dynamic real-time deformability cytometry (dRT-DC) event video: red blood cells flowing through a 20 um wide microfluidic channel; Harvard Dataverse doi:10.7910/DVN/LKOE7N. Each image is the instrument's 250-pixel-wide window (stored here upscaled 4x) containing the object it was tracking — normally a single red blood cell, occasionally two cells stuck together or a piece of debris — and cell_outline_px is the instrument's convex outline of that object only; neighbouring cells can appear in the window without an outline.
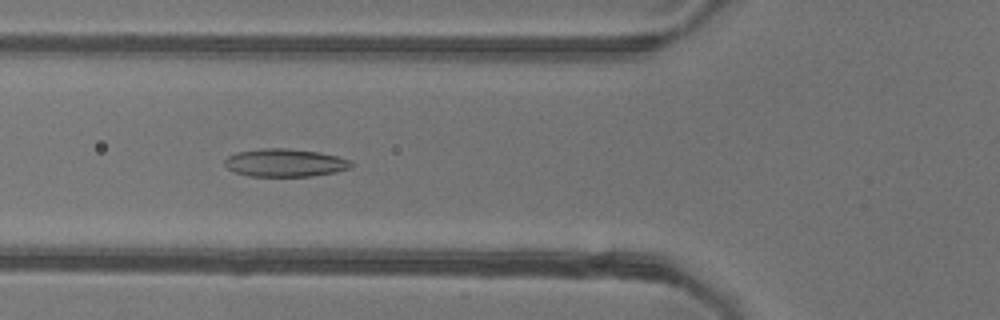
{"species": "common noctule bat (a hibernating species)", "species_latin": "Nyctalus noctula", "temperature_condition": "warm", "stored_images_in_passage": 37, "camera_frame_rate_fps": 3000, "um_per_image_px": 0.085, "animal": {"sex": "female"}, "frame": {"image": 1, "passage_image": 7, "time_ms": 2.0, "image_size_px": [1000, 320], "cell_outline_px": [[352, 168], [336, 172], [312, 176], [248, 176], [236, 172], [228, 168], [224, 164], [224, 160], [228, 156], [236, 152], [264, 148], [288, 148], [320, 152], [352, 160]], "centroid_in_image_um": [24.25, 13.83], "position_along_channel_um": 101.6, "area_um2": 20.69}}
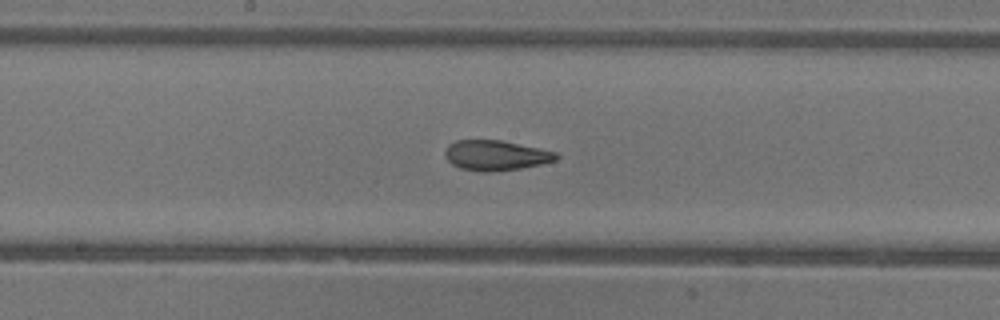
{"frame": {"image": 2, "passage_image": 15, "time_ms": 4.667, "image_size_px": [1000, 320], "cell_outline_px": [[560, 156], [556, 160], [540, 164], [520, 168], [488, 172], [480, 172], [460, 168], [452, 164], [448, 160], [444, 152], [448, 144], [456, 140], [500, 140], [540, 148], [556, 152]], "centroid_in_image_um": [42.13, 13.2], "position_along_channel_um": 206.1, "area_um2": 19.48}}
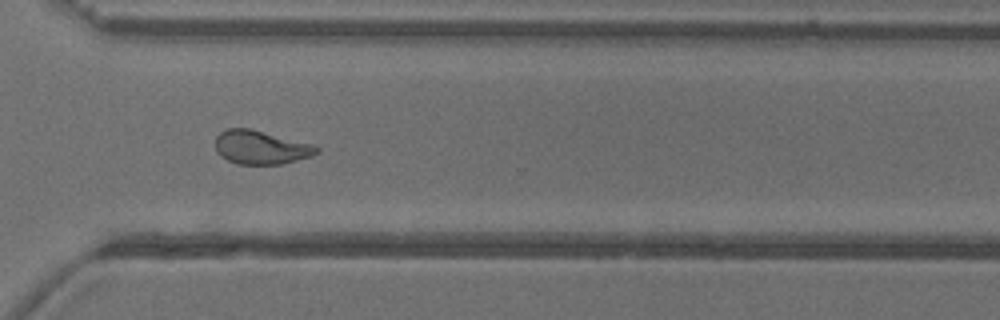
{"frame": {"image": 3, "passage_image": 26, "time_ms": 8.333, "image_size_px": [1000, 320], "cell_outline_px": [[320, 152], [312, 156], [280, 164], [236, 164], [220, 156], [216, 152], [216, 136], [220, 132], [228, 128], [248, 128], [312, 144], [320, 148]], "centroid_in_image_um": [22.16, 12.53], "position_along_channel_um": 348.4, "area_um2": 19.77}, "authors_computed_cell_mechanics": {"area_um2": 19.7676, "velocity_mm_per_s": 3.8881, "shape_relaxation_time_tau1_ms": null, "shape_relaxation_time_tau2_ms": 1.9083, "deformation_change_tau1": null, "deformation_change_tau2": 0.0887}}